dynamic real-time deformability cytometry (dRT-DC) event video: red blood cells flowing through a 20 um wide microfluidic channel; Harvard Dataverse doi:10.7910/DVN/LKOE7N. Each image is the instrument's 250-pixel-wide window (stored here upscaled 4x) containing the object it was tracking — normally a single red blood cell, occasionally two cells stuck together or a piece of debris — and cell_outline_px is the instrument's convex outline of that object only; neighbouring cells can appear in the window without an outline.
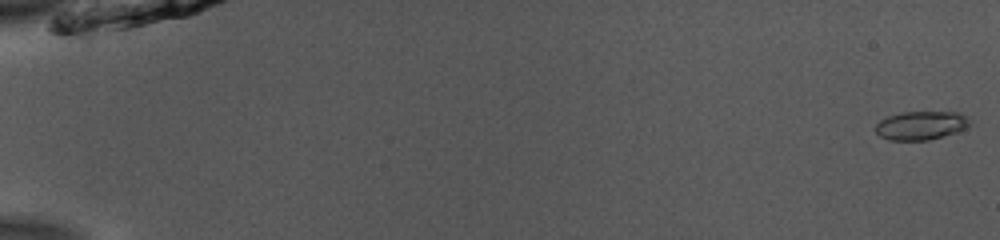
{"species": "common noctule bat (a hibernating species)", "species_latin": "Nyctalus noctula", "temperature_condition": "room temperature", "stored_images_in_passage": 53, "camera_frame_rate_fps": 3000, "um_per_image_px": 0.085, "animal": {"sex": "male", "body_mass_g": 13.0, "forearm_length_mm": 53.1}, "frame": {"image": 1, "passage_image": 1, "time_ms": 0.0, "image_size_px": [1000, 240], "cell_outline_px": [[972, 124], [956, 132], [928, 140], [888, 140], [880, 136], [876, 132], [876, 124], [880, 120], [888, 116], [900, 112], [960, 112]], "centroid_in_image_um": [78.26, 10.66], "position_along_channel_um": 6.7, "area_um2": 15.61}}
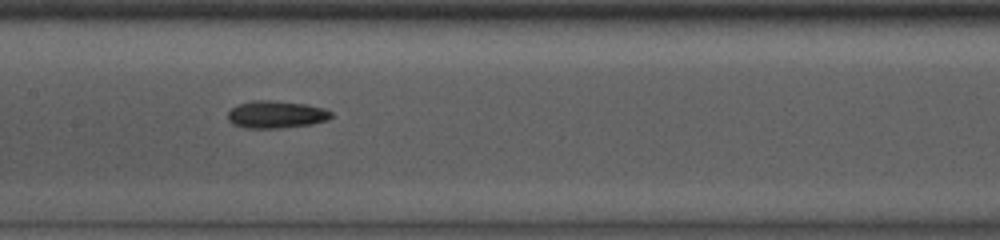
{"frame": {"image": 2, "passage_image": 28, "time_ms": 9.0, "image_size_px": [1000, 240], "cell_outline_px": [[332, 116], [328, 120], [312, 124], [280, 128], [244, 128], [232, 124], [228, 120], [228, 112], [232, 108], [240, 104], [252, 100], [272, 100], [308, 104], [324, 108], [332, 112]], "centroid_in_image_um": [23.48, 9.73], "position_along_channel_um": 183.9, "area_um2": 16.65}}
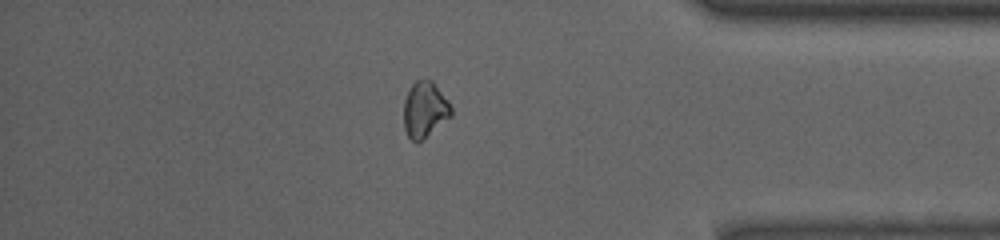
{"frame": {"image": 3, "passage_image": 46, "time_ms": 15.0, "image_size_px": [1000, 240], "cell_outline_px": [[452, 116], [420, 140], [412, 140], [408, 136], [404, 128], [404, 100], [412, 84], [416, 80], [432, 80], [448, 100], [452, 108]], "centroid_in_image_um": [36.11, 9.29], "position_along_channel_um": 399.1, "area_um2": 15.14}, "authors_computed_cell_mechanics": {"area_um2": 15.7794, "velocity_mm_per_s": 3.9149, "shape_relaxation_time_tau1_ms": 3.1438, "shape_relaxation_time_tau2_ms": 5.0735, "deformation_change_tau1": 0.0864, "deformation_change_tau2": 0.1041}}